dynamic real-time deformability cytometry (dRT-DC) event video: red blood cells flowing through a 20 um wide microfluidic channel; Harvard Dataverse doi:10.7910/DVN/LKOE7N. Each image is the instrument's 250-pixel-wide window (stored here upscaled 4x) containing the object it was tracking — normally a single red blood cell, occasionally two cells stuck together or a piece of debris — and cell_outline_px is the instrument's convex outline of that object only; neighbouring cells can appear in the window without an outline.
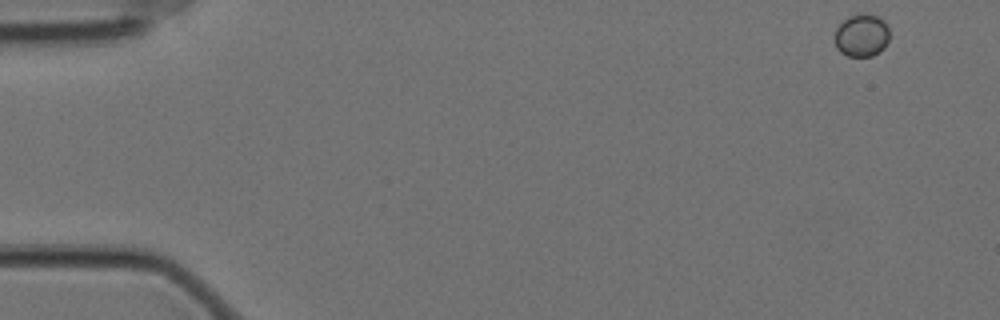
{"species": "Egyptian fruit bat (a non-hibernating species)", "species_latin": "Rousettus aegyptiacus", "temperature_condition": "cold", "stored_images_in_passage": 56, "camera_frame_rate_fps": 3000, "um_per_image_px": 0.085, "animal": {"sex": "female"}, "frame": {"image": 1, "passage_image": 1, "time_ms": 0.0, "image_size_px": [1000, 320], "cell_outline_px": [[888, 40], [884, 48], [880, 52], [872, 56], [848, 56], [840, 52], [836, 48], [836, 28], [848, 16], [876, 16], [884, 20], [888, 28]], "centroid_in_image_um": [73.25, 3.05], "position_along_channel_um": 11.8, "area_um2": 13.24}}
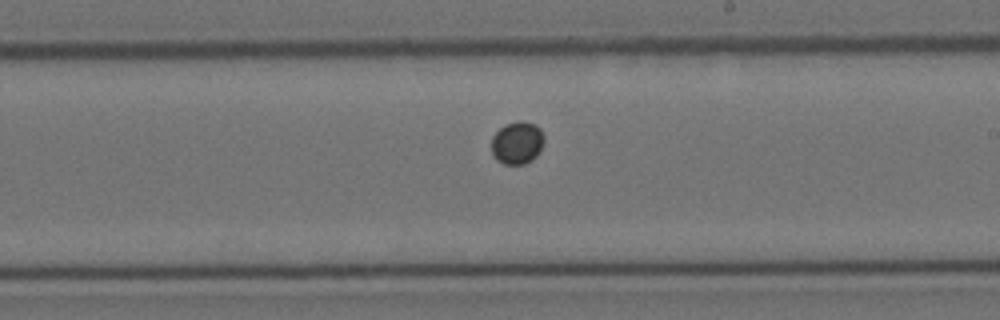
{"frame": {"image": 2, "passage_image": 32, "time_ms": 10.333, "image_size_px": [1000, 320], "cell_outline_px": [[544, 140], [540, 152], [532, 160], [524, 164], [504, 164], [496, 160], [492, 156], [492, 136], [504, 124], [520, 120], [524, 120], [536, 124], [540, 128], [544, 136]], "centroid_in_image_um": [43.97, 12.12], "position_along_channel_um": 245.0, "area_um2": 13.35}}
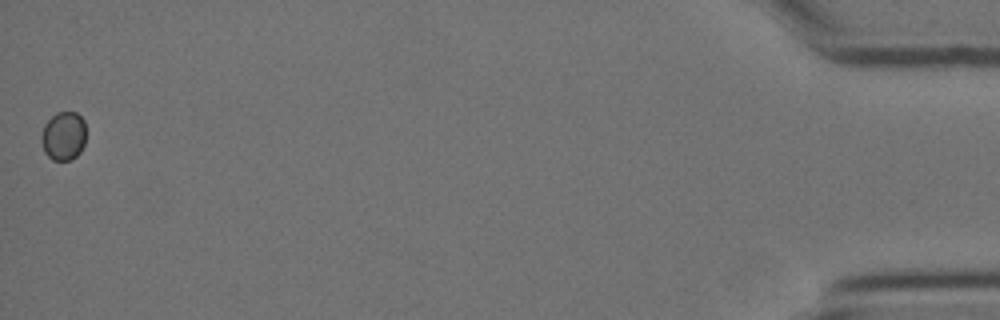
{"frame": {"image": 3, "passage_image": 56, "time_ms": 18.333, "image_size_px": [1000, 320], "cell_outline_px": [[84, 144], [80, 152], [72, 160], [52, 160], [44, 152], [40, 140], [40, 136], [44, 124], [56, 112], [76, 112], [84, 120]], "centroid_in_image_um": [5.37, 11.56], "position_along_channel_um": 429.8, "area_um2": 12.77}}